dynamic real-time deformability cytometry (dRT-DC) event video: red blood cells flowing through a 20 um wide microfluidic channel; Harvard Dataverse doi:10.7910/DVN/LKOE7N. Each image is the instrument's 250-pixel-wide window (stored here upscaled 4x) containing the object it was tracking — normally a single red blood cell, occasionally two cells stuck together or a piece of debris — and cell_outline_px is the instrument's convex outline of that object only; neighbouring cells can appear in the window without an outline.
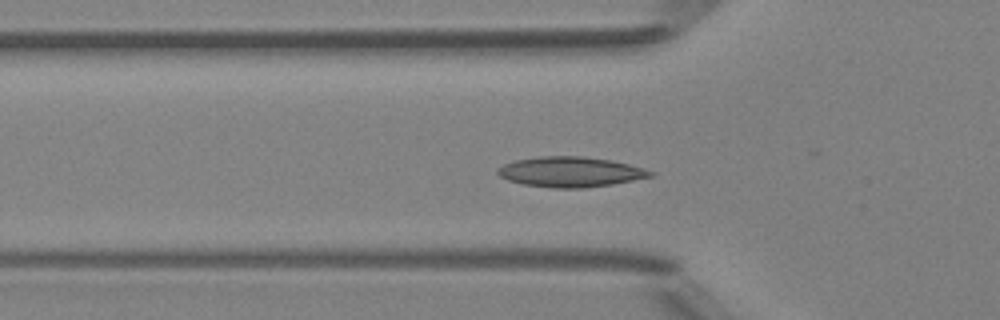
{"species": "Egyptian fruit bat (a non-hibernating species)", "species_latin": "Rousettus aegyptiacus", "temperature_condition": "room temperature", "stored_images_in_passage": 49, "segment_of_instrument_passage": [1, 2], "camera_frame_rate_fps": 3000, "um_per_image_px": 0.085, "animal": {"sex": "female"}, "frame": {"image": 1, "passage_image": 16, "time_ms": 5.0, "image_size_px": [1000, 320], "cell_outline_px": [[656, 172], [652, 176], [612, 184], [584, 188], [552, 188], [524, 184], [508, 180], [500, 176], [496, 172], [496, 168], [504, 164], [516, 160], [540, 156], [580, 156], [608, 160], [628, 164], [644, 168]], "centroid_in_image_um": [48.46, 14.61], "position_along_channel_um": 77.3, "area_um2": 26.7}}
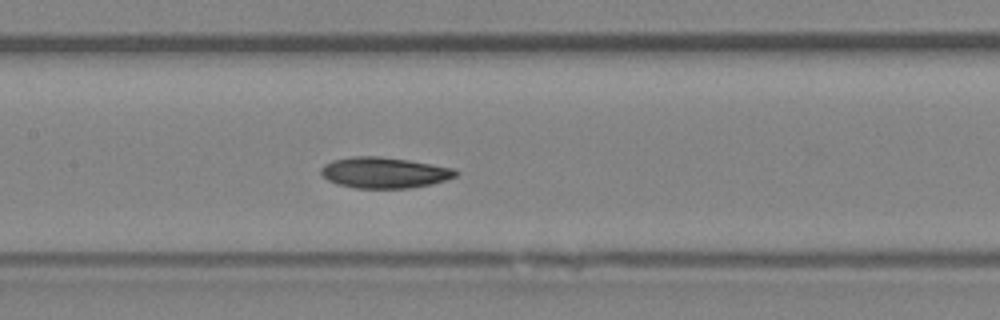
{"frame": {"image": 2, "passage_image": 23, "time_ms": 7.333, "image_size_px": [1000, 320], "cell_outline_px": [[460, 172], [456, 176], [432, 184], [408, 188], [356, 188], [336, 184], [328, 180], [320, 172], [320, 168], [324, 164], [332, 160], [352, 156], [380, 156], [408, 160], [456, 168]], "centroid_in_image_um": [32.66, 14.67], "position_along_channel_um": 174.7, "area_um2": 24.39}}
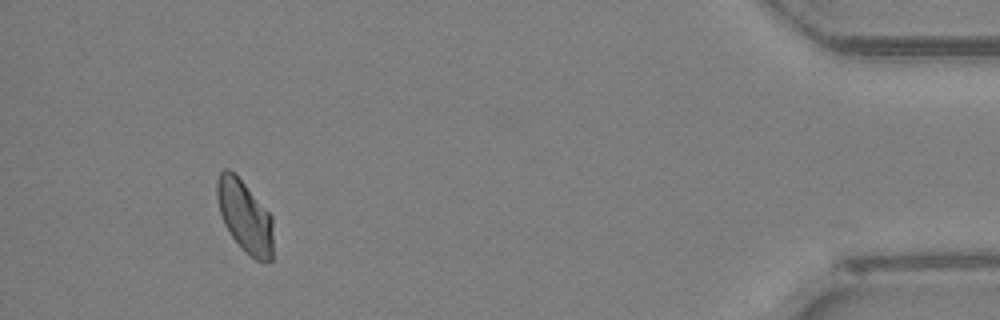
{"frame": {"image": 3, "passage_image": 45, "time_ms": 14.667, "image_size_px": [1000, 320], "cell_outline_px": [[272, 260], [268, 264], [256, 260], [232, 236], [224, 224], [220, 212], [216, 196], [216, 184], [220, 172], [224, 168], [228, 168], [244, 184], [272, 216]], "centroid_in_image_um": [20.81, 18.4], "position_along_channel_um": 414.4, "area_um2": 23.06}}